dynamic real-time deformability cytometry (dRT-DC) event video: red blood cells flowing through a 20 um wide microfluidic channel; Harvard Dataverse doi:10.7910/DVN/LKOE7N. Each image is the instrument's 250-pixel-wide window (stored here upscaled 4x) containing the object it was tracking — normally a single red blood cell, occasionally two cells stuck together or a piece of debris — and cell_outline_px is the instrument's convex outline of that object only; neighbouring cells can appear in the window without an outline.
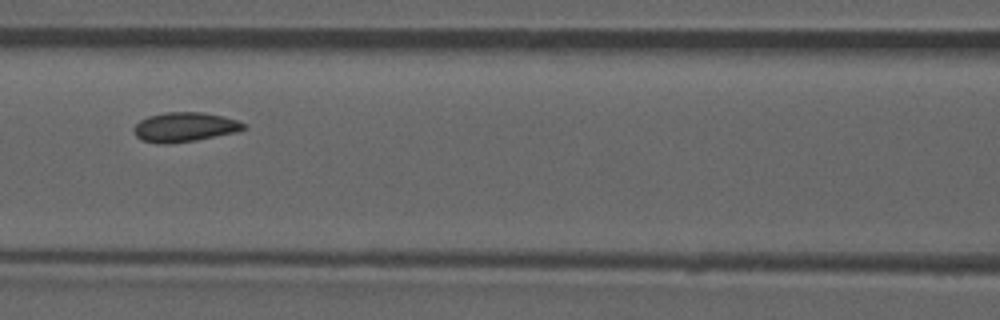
{"species": "common noctule bat (a hibernating species)", "species_latin": "Nyctalus noctula", "temperature_condition": "room temperature", "stored_images_in_passage": 45, "camera_frame_rate_fps": 3000, "um_per_image_px": 0.085, "animal": {"sex": "male", "forearm_length_mm": 52.5}, "frame": {"image": 1, "passage_image": 20, "time_ms": 6.333, "image_size_px": [1000, 320], "cell_outline_px": [[248, 128], [236, 132], [196, 140], [168, 144], [160, 144], [140, 140], [136, 136], [132, 128], [140, 120], [148, 116], [164, 112], [204, 112], [224, 116], [248, 124]], "centroid_in_image_um": [15.7, 10.8], "position_along_channel_um": 150.9, "area_um2": 19.13}, "authors_computed_cell_mechanics": {"area_um2": 18.5538, "velocity_mm_per_s": 3.8282, "shape_relaxation_time_tau1_ms": 10.6121, "shape_relaxation_time_tau2_ms": 3.0601, "deformation_change_tau1": 0.0875, "deformation_change_tau2": 0.0697}}